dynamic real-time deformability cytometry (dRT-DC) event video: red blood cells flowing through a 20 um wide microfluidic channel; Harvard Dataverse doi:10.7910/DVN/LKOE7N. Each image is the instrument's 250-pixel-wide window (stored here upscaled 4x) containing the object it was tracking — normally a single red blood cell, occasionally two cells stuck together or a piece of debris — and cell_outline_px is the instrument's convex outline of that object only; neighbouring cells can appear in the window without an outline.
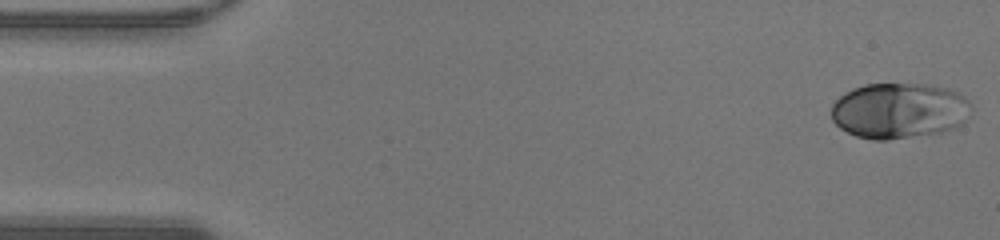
{"species": "human", "species_latin": "Homo sapiens", "temperature_condition": "warm", "stored_images_in_passage": 47, "camera_frame_rate_fps": 3000, "um_per_image_px": 0.085, "donor": {"sex": "male"}, "frame": {"image": 1, "passage_image": 1, "time_ms": 0.0, "image_size_px": [1000, 240], "cell_outline_px": [[972, 108], [964, 124], [956, 128], [940, 132], [888, 140], [872, 140], [856, 136], [840, 128], [832, 120], [832, 104], [840, 96], [852, 88], [864, 84], [924, 84], [948, 88], [960, 92], [972, 104]], "centroid_in_image_um": [76.46, 9.4], "position_along_channel_um": 8.5, "area_um2": 45.84}}
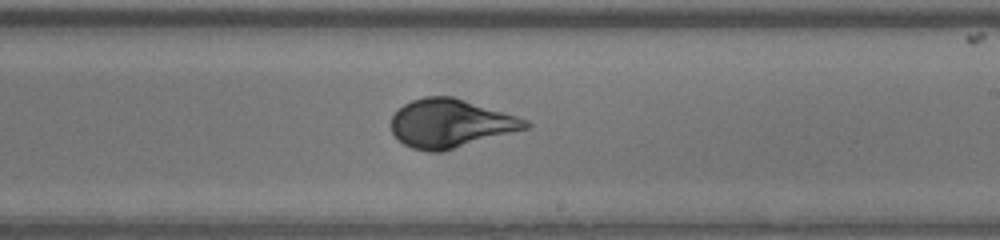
{"frame": {"image": 2, "passage_image": 27, "time_ms": 8.667, "image_size_px": [1000, 240], "cell_outline_px": [[532, 124], [528, 128], [444, 152], [428, 152], [412, 148], [404, 144], [392, 132], [392, 116], [404, 104], [412, 100], [424, 96], [452, 96], [504, 112], [528, 120]], "centroid_in_image_um": [38.31, 10.5], "position_along_channel_um": 250.7, "area_um2": 37.86}}
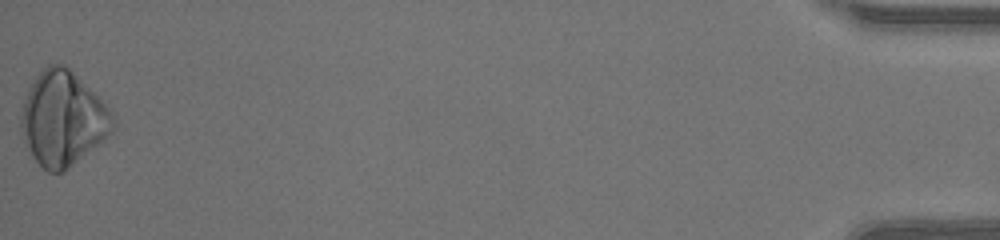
{"frame": {"image": 3, "passage_image": 47, "time_ms": 15.333, "image_size_px": [1000, 240], "cell_outline_px": [[116, 128], [112, 132], [68, 168], [60, 172], [48, 172], [36, 160], [24, 144], [20, 132], [20, 116], [24, 100], [36, 76], [48, 64], [64, 64], [112, 112], [116, 120]], "centroid_in_image_um": [5.31, 10.1], "position_along_channel_um": 429.9, "area_um2": 49.65}, "authors_computed_cell_mechanics": {"area_um2": 40.6334, "velocity_mm_per_s": 4.3226, "shape_relaxation_time_tau1_ms": 3.1822, "shape_relaxation_time_tau2_ms": null, "deformation_change_tau1": 0.1488, "deformation_change_tau2": null}}